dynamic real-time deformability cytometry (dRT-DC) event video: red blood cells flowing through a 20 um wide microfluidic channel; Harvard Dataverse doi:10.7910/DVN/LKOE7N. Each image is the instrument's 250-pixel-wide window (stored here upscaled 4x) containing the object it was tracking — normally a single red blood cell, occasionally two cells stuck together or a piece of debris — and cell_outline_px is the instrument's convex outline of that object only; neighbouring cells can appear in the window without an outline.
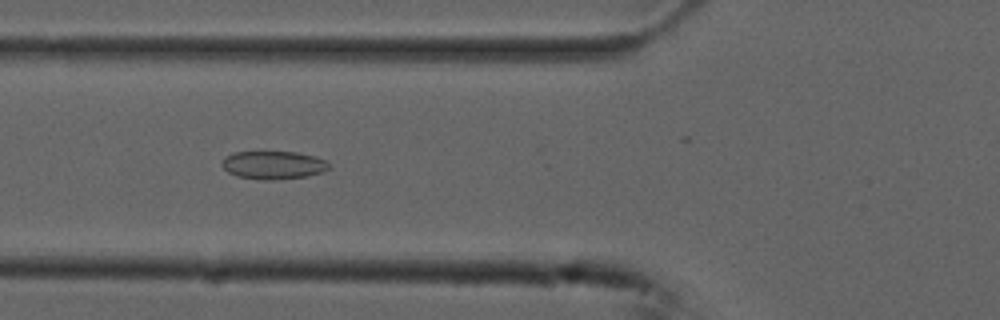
{"species": "common noctule bat (a hibernating species)", "species_latin": "Nyctalus noctula", "temperature_condition": "cold", "stored_images_in_passage": 54, "camera_frame_rate_fps": 3000, "um_per_image_px": 0.085, "animal": {"sex": "male", "forearm_length_mm": 52.5}, "frame": {"image": 1, "passage_image": 19, "time_ms": 6.0, "image_size_px": [1000, 320], "cell_outline_px": [[328, 168], [324, 172], [304, 176], [272, 180], [260, 180], [236, 176], [228, 172], [220, 164], [224, 156], [232, 152], [296, 152], [328, 160]], "centroid_in_image_um": [23.18, 14.03], "position_along_channel_um": 102.6, "area_um2": 17.57}}
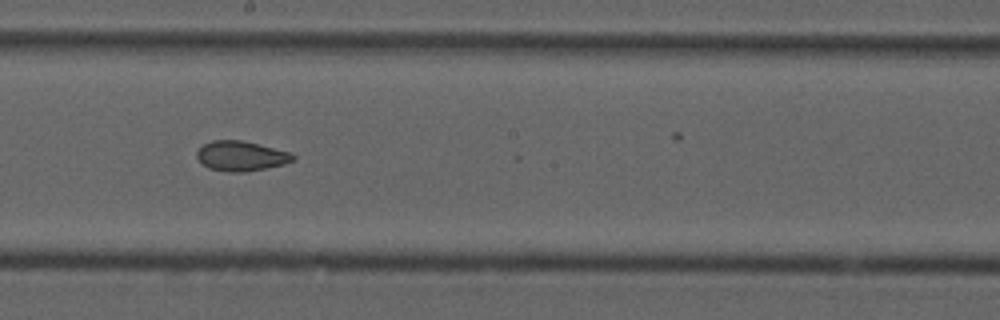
{"frame": {"image": 2, "passage_image": 29, "time_ms": 9.333, "image_size_px": [1000, 320], "cell_outline_px": [[296, 160], [284, 164], [244, 172], [228, 172], [208, 168], [196, 156], [196, 152], [204, 144], [212, 140], [240, 140], [292, 152], [296, 156]], "centroid_in_image_um": [20.52, 13.26], "position_along_channel_um": 227.7, "area_um2": 16.7}}
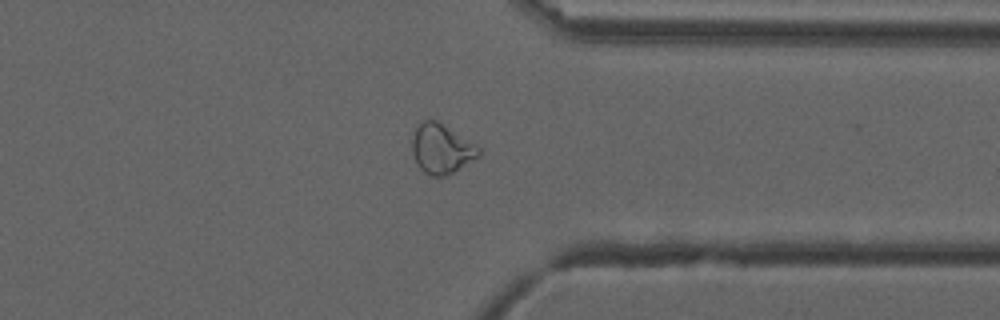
{"frame": {"image": 3, "passage_image": 41, "time_ms": 13.333, "image_size_px": [1000, 320], "cell_outline_px": [[480, 156], [452, 172], [444, 176], [432, 176], [424, 172], [420, 168], [412, 152], [412, 140], [416, 128], [424, 120], [436, 120], [476, 144], [480, 148]], "centroid_in_image_um": [37.53, 12.65], "position_along_channel_um": 373.9, "area_um2": 18.9}}